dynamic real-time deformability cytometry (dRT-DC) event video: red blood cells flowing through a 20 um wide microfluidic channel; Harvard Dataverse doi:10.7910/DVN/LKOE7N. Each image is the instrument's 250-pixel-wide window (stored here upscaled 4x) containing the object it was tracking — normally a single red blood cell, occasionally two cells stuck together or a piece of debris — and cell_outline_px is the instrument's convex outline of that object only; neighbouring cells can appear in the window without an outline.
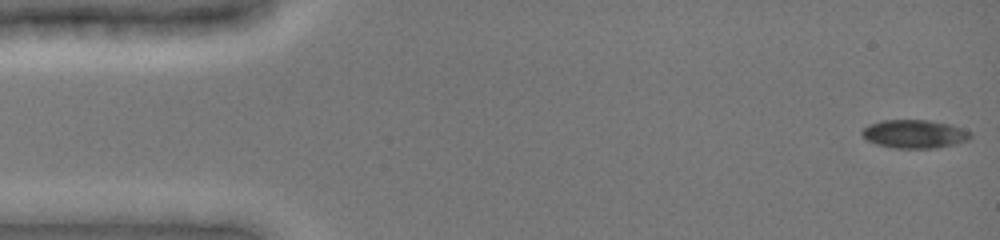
{"species": "common noctule bat (a hibernating species)", "species_latin": "Nyctalus noctula", "temperature_condition": "cold", "stored_images_in_passage": 48, "camera_frame_rate_fps": 3000, "um_per_image_px": 0.085, "animal": {"sex": "female", "body_mass_g": 19.0, "forearm_length_mm": 51.5}, "frame": {"image": 1, "passage_image": 1, "time_ms": 0.0, "image_size_px": [1000, 240], "cell_outline_px": [[972, 136], [968, 140], [956, 144], [936, 148], [892, 148], [876, 144], [868, 140], [860, 132], [868, 124], [880, 120], [928, 120], [952, 124], [972, 132]], "centroid_in_image_um": [77.75, 11.38], "position_along_channel_um": 7.2, "area_um2": 18.15}}
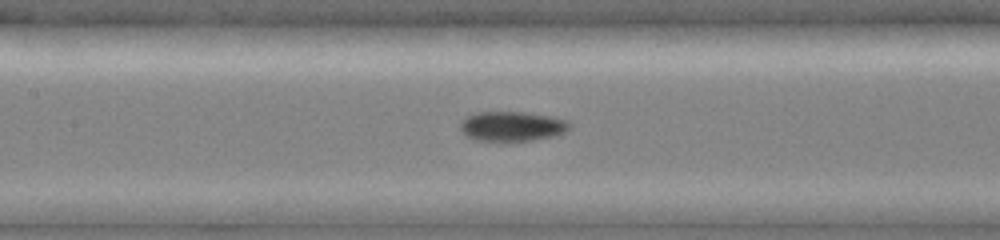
{"frame": {"image": 2, "passage_image": 22, "time_ms": 7.0, "image_size_px": [1000, 240], "cell_outline_px": [[572, 128], [564, 132], [552, 136], [532, 140], [476, 140], [464, 136], [460, 132], [460, 120], [464, 116], [476, 112], [524, 112], [548, 116], [568, 120], [572, 124]], "centroid_in_image_um": [43.47, 10.72], "position_along_channel_um": 163.9, "area_um2": 19.07}}
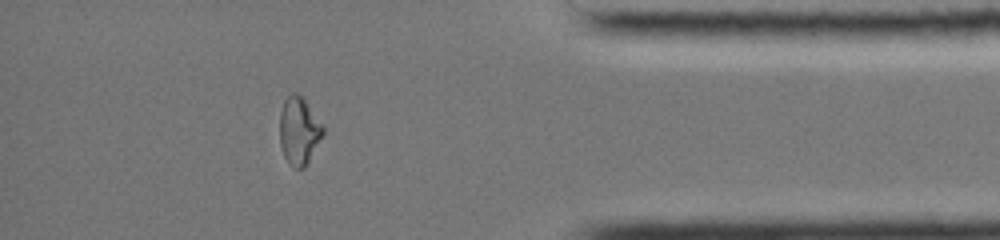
{"frame": {"image": 3, "passage_image": 42, "time_ms": 13.667, "image_size_px": [1000, 240], "cell_outline_px": [[324, 136], [304, 168], [292, 168], [288, 164], [284, 156], [280, 144], [280, 112], [284, 100], [292, 92], [296, 92], [304, 100], [324, 128]], "centroid_in_image_um": [25.4, 11.16], "position_along_channel_um": 409.8, "area_um2": 16.99}, "authors_computed_cell_mechanics": {"area_um2": 17.8891, "velocity_mm_per_s": 3.966, "shape_relaxation_time_tau1_ms": null, "shape_relaxation_time_tau2_ms": 3.3357, "deformation_change_tau1": null, "deformation_change_tau2": 0.0562}}